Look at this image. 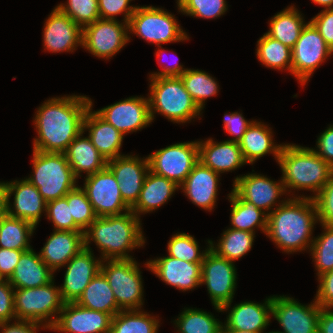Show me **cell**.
<instances>
[{"instance_id": "cell-61", "label": "cell", "mask_w": 333, "mask_h": 333, "mask_svg": "<svg viewBox=\"0 0 333 333\" xmlns=\"http://www.w3.org/2000/svg\"><path fill=\"white\" fill-rule=\"evenodd\" d=\"M221 333H255V332H249V331H240L235 329H222Z\"/></svg>"}, {"instance_id": "cell-33", "label": "cell", "mask_w": 333, "mask_h": 333, "mask_svg": "<svg viewBox=\"0 0 333 333\" xmlns=\"http://www.w3.org/2000/svg\"><path fill=\"white\" fill-rule=\"evenodd\" d=\"M75 303L112 316L121 310L106 277L101 271L94 276Z\"/></svg>"}, {"instance_id": "cell-39", "label": "cell", "mask_w": 333, "mask_h": 333, "mask_svg": "<svg viewBox=\"0 0 333 333\" xmlns=\"http://www.w3.org/2000/svg\"><path fill=\"white\" fill-rule=\"evenodd\" d=\"M257 42L256 55L263 65L272 69H287L291 72L292 52L289 47L266 33Z\"/></svg>"}, {"instance_id": "cell-28", "label": "cell", "mask_w": 333, "mask_h": 333, "mask_svg": "<svg viewBox=\"0 0 333 333\" xmlns=\"http://www.w3.org/2000/svg\"><path fill=\"white\" fill-rule=\"evenodd\" d=\"M91 105L84 118L83 131L88 129L89 138L99 153L107 160L121 156L119 153L124 135L113 125L104 120Z\"/></svg>"}, {"instance_id": "cell-5", "label": "cell", "mask_w": 333, "mask_h": 333, "mask_svg": "<svg viewBox=\"0 0 333 333\" xmlns=\"http://www.w3.org/2000/svg\"><path fill=\"white\" fill-rule=\"evenodd\" d=\"M149 79L151 84L148 100L152 121L155 119V112L174 123H186L201 114V109L186 90L181 77Z\"/></svg>"}, {"instance_id": "cell-56", "label": "cell", "mask_w": 333, "mask_h": 333, "mask_svg": "<svg viewBox=\"0 0 333 333\" xmlns=\"http://www.w3.org/2000/svg\"><path fill=\"white\" fill-rule=\"evenodd\" d=\"M11 322H1L0 329L1 333H37L40 325L43 328L51 330V328L45 326V324H40L32 321L16 320L15 323L9 324Z\"/></svg>"}, {"instance_id": "cell-57", "label": "cell", "mask_w": 333, "mask_h": 333, "mask_svg": "<svg viewBox=\"0 0 333 333\" xmlns=\"http://www.w3.org/2000/svg\"><path fill=\"white\" fill-rule=\"evenodd\" d=\"M165 50L162 49V46L157 50L156 52V57L158 58V62L160 59V56L162 57V54ZM183 65H180L178 63H175L174 66H161L162 71L161 72H156V73H151L150 78L153 77H180L187 69H184L182 67Z\"/></svg>"}, {"instance_id": "cell-4", "label": "cell", "mask_w": 333, "mask_h": 333, "mask_svg": "<svg viewBox=\"0 0 333 333\" xmlns=\"http://www.w3.org/2000/svg\"><path fill=\"white\" fill-rule=\"evenodd\" d=\"M278 164L286 192L287 188L313 191L315 195L309 198H314L333 175V167L309 147L283 144Z\"/></svg>"}, {"instance_id": "cell-53", "label": "cell", "mask_w": 333, "mask_h": 333, "mask_svg": "<svg viewBox=\"0 0 333 333\" xmlns=\"http://www.w3.org/2000/svg\"><path fill=\"white\" fill-rule=\"evenodd\" d=\"M333 50V9H324L310 20Z\"/></svg>"}, {"instance_id": "cell-16", "label": "cell", "mask_w": 333, "mask_h": 333, "mask_svg": "<svg viewBox=\"0 0 333 333\" xmlns=\"http://www.w3.org/2000/svg\"><path fill=\"white\" fill-rule=\"evenodd\" d=\"M124 136L151 124L149 100L144 97H129L96 111Z\"/></svg>"}, {"instance_id": "cell-40", "label": "cell", "mask_w": 333, "mask_h": 333, "mask_svg": "<svg viewBox=\"0 0 333 333\" xmlns=\"http://www.w3.org/2000/svg\"><path fill=\"white\" fill-rule=\"evenodd\" d=\"M178 333H221L222 322L203 310L186 308L175 320Z\"/></svg>"}, {"instance_id": "cell-35", "label": "cell", "mask_w": 333, "mask_h": 333, "mask_svg": "<svg viewBox=\"0 0 333 333\" xmlns=\"http://www.w3.org/2000/svg\"><path fill=\"white\" fill-rule=\"evenodd\" d=\"M228 198L231 201V225L233 229L255 233V227L266 233L268 215L258 209L253 203L245 199H237L232 193Z\"/></svg>"}, {"instance_id": "cell-48", "label": "cell", "mask_w": 333, "mask_h": 333, "mask_svg": "<svg viewBox=\"0 0 333 333\" xmlns=\"http://www.w3.org/2000/svg\"><path fill=\"white\" fill-rule=\"evenodd\" d=\"M313 200L321 225L333 226V175Z\"/></svg>"}, {"instance_id": "cell-37", "label": "cell", "mask_w": 333, "mask_h": 333, "mask_svg": "<svg viewBox=\"0 0 333 333\" xmlns=\"http://www.w3.org/2000/svg\"><path fill=\"white\" fill-rule=\"evenodd\" d=\"M254 234L252 232L228 228L224 231L215 247L213 241H210V249L219 257L233 262L251 250L255 237Z\"/></svg>"}, {"instance_id": "cell-13", "label": "cell", "mask_w": 333, "mask_h": 333, "mask_svg": "<svg viewBox=\"0 0 333 333\" xmlns=\"http://www.w3.org/2000/svg\"><path fill=\"white\" fill-rule=\"evenodd\" d=\"M97 217L123 214L131 208L124 202L119 183L112 171L106 166L104 169L86 176L84 187Z\"/></svg>"}, {"instance_id": "cell-2", "label": "cell", "mask_w": 333, "mask_h": 333, "mask_svg": "<svg viewBox=\"0 0 333 333\" xmlns=\"http://www.w3.org/2000/svg\"><path fill=\"white\" fill-rule=\"evenodd\" d=\"M316 222L318 215L313 198L293 197L282 200L269 212L265 234L284 252L294 253L311 248Z\"/></svg>"}, {"instance_id": "cell-52", "label": "cell", "mask_w": 333, "mask_h": 333, "mask_svg": "<svg viewBox=\"0 0 333 333\" xmlns=\"http://www.w3.org/2000/svg\"><path fill=\"white\" fill-rule=\"evenodd\" d=\"M224 130L235 138L230 139V141L239 142L248 127L253 121H247L238 112H233L229 114H224Z\"/></svg>"}, {"instance_id": "cell-49", "label": "cell", "mask_w": 333, "mask_h": 333, "mask_svg": "<svg viewBox=\"0 0 333 333\" xmlns=\"http://www.w3.org/2000/svg\"><path fill=\"white\" fill-rule=\"evenodd\" d=\"M132 0H98L100 19L116 20L114 16L124 14V22L128 23L137 6H130Z\"/></svg>"}, {"instance_id": "cell-18", "label": "cell", "mask_w": 333, "mask_h": 333, "mask_svg": "<svg viewBox=\"0 0 333 333\" xmlns=\"http://www.w3.org/2000/svg\"><path fill=\"white\" fill-rule=\"evenodd\" d=\"M114 174L124 202L132 208L139 199L145 178L150 170L148 157L139 159L133 155H121L107 161Z\"/></svg>"}, {"instance_id": "cell-17", "label": "cell", "mask_w": 333, "mask_h": 333, "mask_svg": "<svg viewBox=\"0 0 333 333\" xmlns=\"http://www.w3.org/2000/svg\"><path fill=\"white\" fill-rule=\"evenodd\" d=\"M51 330L65 333H109L113 316L66 302Z\"/></svg>"}, {"instance_id": "cell-50", "label": "cell", "mask_w": 333, "mask_h": 333, "mask_svg": "<svg viewBox=\"0 0 333 333\" xmlns=\"http://www.w3.org/2000/svg\"><path fill=\"white\" fill-rule=\"evenodd\" d=\"M14 287L8 280L0 281V323L16 320L14 310Z\"/></svg>"}, {"instance_id": "cell-45", "label": "cell", "mask_w": 333, "mask_h": 333, "mask_svg": "<svg viewBox=\"0 0 333 333\" xmlns=\"http://www.w3.org/2000/svg\"><path fill=\"white\" fill-rule=\"evenodd\" d=\"M56 7L81 29L100 19L98 0H67Z\"/></svg>"}, {"instance_id": "cell-29", "label": "cell", "mask_w": 333, "mask_h": 333, "mask_svg": "<svg viewBox=\"0 0 333 333\" xmlns=\"http://www.w3.org/2000/svg\"><path fill=\"white\" fill-rule=\"evenodd\" d=\"M53 271L41 260L40 255L31 248L25 251L18 261L9 283L14 289L35 288L50 283Z\"/></svg>"}, {"instance_id": "cell-22", "label": "cell", "mask_w": 333, "mask_h": 333, "mask_svg": "<svg viewBox=\"0 0 333 333\" xmlns=\"http://www.w3.org/2000/svg\"><path fill=\"white\" fill-rule=\"evenodd\" d=\"M145 265L163 282L181 291L201 285L202 263H190L167 256L150 260Z\"/></svg>"}, {"instance_id": "cell-8", "label": "cell", "mask_w": 333, "mask_h": 333, "mask_svg": "<svg viewBox=\"0 0 333 333\" xmlns=\"http://www.w3.org/2000/svg\"><path fill=\"white\" fill-rule=\"evenodd\" d=\"M128 31L157 46L189 40L174 15L153 6H137L129 19Z\"/></svg>"}, {"instance_id": "cell-34", "label": "cell", "mask_w": 333, "mask_h": 333, "mask_svg": "<svg viewBox=\"0 0 333 333\" xmlns=\"http://www.w3.org/2000/svg\"><path fill=\"white\" fill-rule=\"evenodd\" d=\"M304 22L302 14L295 7L288 6L270 19L266 34L292 49L306 25Z\"/></svg>"}, {"instance_id": "cell-11", "label": "cell", "mask_w": 333, "mask_h": 333, "mask_svg": "<svg viewBox=\"0 0 333 333\" xmlns=\"http://www.w3.org/2000/svg\"><path fill=\"white\" fill-rule=\"evenodd\" d=\"M198 141L176 143L148 156L150 171L180 186L199 161Z\"/></svg>"}, {"instance_id": "cell-42", "label": "cell", "mask_w": 333, "mask_h": 333, "mask_svg": "<svg viewBox=\"0 0 333 333\" xmlns=\"http://www.w3.org/2000/svg\"><path fill=\"white\" fill-rule=\"evenodd\" d=\"M208 245V248L201 253L199 244L193 236L178 233L173 235L168 242V256L190 263H202L205 254L210 249V240H208Z\"/></svg>"}, {"instance_id": "cell-12", "label": "cell", "mask_w": 333, "mask_h": 333, "mask_svg": "<svg viewBox=\"0 0 333 333\" xmlns=\"http://www.w3.org/2000/svg\"><path fill=\"white\" fill-rule=\"evenodd\" d=\"M291 74L303 86L325 58L333 54L318 29L309 21L302 29L299 39L291 49Z\"/></svg>"}, {"instance_id": "cell-38", "label": "cell", "mask_w": 333, "mask_h": 333, "mask_svg": "<svg viewBox=\"0 0 333 333\" xmlns=\"http://www.w3.org/2000/svg\"><path fill=\"white\" fill-rule=\"evenodd\" d=\"M159 320L142 310H120L112 318L109 333H157Z\"/></svg>"}, {"instance_id": "cell-10", "label": "cell", "mask_w": 333, "mask_h": 333, "mask_svg": "<svg viewBox=\"0 0 333 333\" xmlns=\"http://www.w3.org/2000/svg\"><path fill=\"white\" fill-rule=\"evenodd\" d=\"M236 279L234 262L219 257L209 249L202 262L200 284L207 286L211 302L217 311H226L231 306L237 286Z\"/></svg>"}, {"instance_id": "cell-32", "label": "cell", "mask_w": 333, "mask_h": 333, "mask_svg": "<svg viewBox=\"0 0 333 333\" xmlns=\"http://www.w3.org/2000/svg\"><path fill=\"white\" fill-rule=\"evenodd\" d=\"M272 134L271 128H268V126L261 122H252L239 141L240 149L247 163L253 164L267 153H273L278 162L283 145H274Z\"/></svg>"}, {"instance_id": "cell-47", "label": "cell", "mask_w": 333, "mask_h": 333, "mask_svg": "<svg viewBox=\"0 0 333 333\" xmlns=\"http://www.w3.org/2000/svg\"><path fill=\"white\" fill-rule=\"evenodd\" d=\"M45 212L48 219L52 220L54 230L83 232L75 224L65 197L48 201Z\"/></svg>"}, {"instance_id": "cell-36", "label": "cell", "mask_w": 333, "mask_h": 333, "mask_svg": "<svg viewBox=\"0 0 333 333\" xmlns=\"http://www.w3.org/2000/svg\"><path fill=\"white\" fill-rule=\"evenodd\" d=\"M35 226L25 220L5 215L0 221V248L28 251Z\"/></svg>"}, {"instance_id": "cell-9", "label": "cell", "mask_w": 333, "mask_h": 333, "mask_svg": "<svg viewBox=\"0 0 333 333\" xmlns=\"http://www.w3.org/2000/svg\"><path fill=\"white\" fill-rule=\"evenodd\" d=\"M138 267L134 259L101 262L100 271L106 277L121 310H140L143 305V285Z\"/></svg>"}, {"instance_id": "cell-3", "label": "cell", "mask_w": 333, "mask_h": 333, "mask_svg": "<svg viewBox=\"0 0 333 333\" xmlns=\"http://www.w3.org/2000/svg\"><path fill=\"white\" fill-rule=\"evenodd\" d=\"M91 241L101 250V260L134 259L128 251L145 243L140 218L131 210L120 215L97 217L84 231V248L90 249Z\"/></svg>"}, {"instance_id": "cell-41", "label": "cell", "mask_w": 333, "mask_h": 333, "mask_svg": "<svg viewBox=\"0 0 333 333\" xmlns=\"http://www.w3.org/2000/svg\"><path fill=\"white\" fill-rule=\"evenodd\" d=\"M180 77L186 90L201 110L205 106V100L218 93L217 81L205 71L187 69Z\"/></svg>"}, {"instance_id": "cell-27", "label": "cell", "mask_w": 333, "mask_h": 333, "mask_svg": "<svg viewBox=\"0 0 333 333\" xmlns=\"http://www.w3.org/2000/svg\"><path fill=\"white\" fill-rule=\"evenodd\" d=\"M270 314H272L271 297L263 304L253 301L241 302L230 309L222 329L263 333L269 325Z\"/></svg>"}, {"instance_id": "cell-46", "label": "cell", "mask_w": 333, "mask_h": 333, "mask_svg": "<svg viewBox=\"0 0 333 333\" xmlns=\"http://www.w3.org/2000/svg\"><path fill=\"white\" fill-rule=\"evenodd\" d=\"M179 12L203 19L220 17L227 11L225 0H180Z\"/></svg>"}, {"instance_id": "cell-23", "label": "cell", "mask_w": 333, "mask_h": 333, "mask_svg": "<svg viewBox=\"0 0 333 333\" xmlns=\"http://www.w3.org/2000/svg\"><path fill=\"white\" fill-rule=\"evenodd\" d=\"M43 42L49 52H73L82 45V29L55 7L44 24Z\"/></svg>"}, {"instance_id": "cell-31", "label": "cell", "mask_w": 333, "mask_h": 333, "mask_svg": "<svg viewBox=\"0 0 333 333\" xmlns=\"http://www.w3.org/2000/svg\"><path fill=\"white\" fill-rule=\"evenodd\" d=\"M177 189H179V186L174 181L156 175L149 170L139 199L131 208V211L137 217L140 216V213L152 212L165 204Z\"/></svg>"}, {"instance_id": "cell-30", "label": "cell", "mask_w": 333, "mask_h": 333, "mask_svg": "<svg viewBox=\"0 0 333 333\" xmlns=\"http://www.w3.org/2000/svg\"><path fill=\"white\" fill-rule=\"evenodd\" d=\"M83 133L84 131L69 144L64 152L77 179L82 172H86L88 176L107 166V160L99 153L88 136L83 138Z\"/></svg>"}, {"instance_id": "cell-15", "label": "cell", "mask_w": 333, "mask_h": 333, "mask_svg": "<svg viewBox=\"0 0 333 333\" xmlns=\"http://www.w3.org/2000/svg\"><path fill=\"white\" fill-rule=\"evenodd\" d=\"M309 305H301L294 298L272 296V316L279 322L283 331L276 333H318V318L321 307L313 301Z\"/></svg>"}, {"instance_id": "cell-58", "label": "cell", "mask_w": 333, "mask_h": 333, "mask_svg": "<svg viewBox=\"0 0 333 333\" xmlns=\"http://www.w3.org/2000/svg\"><path fill=\"white\" fill-rule=\"evenodd\" d=\"M318 333H333V311L321 308L318 318Z\"/></svg>"}, {"instance_id": "cell-20", "label": "cell", "mask_w": 333, "mask_h": 333, "mask_svg": "<svg viewBox=\"0 0 333 333\" xmlns=\"http://www.w3.org/2000/svg\"><path fill=\"white\" fill-rule=\"evenodd\" d=\"M92 249H82L68 263L64 283L60 287L62 300L75 302L94 276L100 271L102 260L94 259Z\"/></svg>"}, {"instance_id": "cell-25", "label": "cell", "mask_w": 333, "mask_h": 333, "mask_svg": "<svg viewBox=\"0 0 333 333\" xmlns=\"http://www.w3.org/2000/svg\"><path fill=\"white\" fill-rule=\"evenodd\" d=\"M84 249V232L55 230L39 255L54 272L65 265Z\"/></svg>"}, {"instance_id": "cell-60", "label": "cell", "mask_w": 333, "mask_h": 333, "mask_svg": "<svg viewBox=\"0 0 333 333\" xmlns=\"http://www.w3.org/2000/svg\"><path fill=\"white\" fill-rule=\"evenodd\" d=\"M320 6H324V9H333V0H311Z\"/></svg>"}, {"instance_id": "cell-19", "label": "cell", "mask_w": 333, "mask_h": 333, "mask_svg": "<svg viewBox=\"0 0 333 333\" xmlns=\"http://www.w3.org/2000/svg\"><path fill=\"white\" fill-rule=\"evenodd\" d=\"M231 193L237 199H245L263 212L267 211L268 215V211L274 207L276 200L285 194L286 190L282 179L276 182L264 175L249 173L235 178Z\"/></svg>"}, {"instance_id": "cell-59", "label": "cell", "mask_w": 333, "mask_h": 333, "mask_svg": "<svg viewBox=\"0 0 333 333\" xmlns=\"http://www.w3.org/2000/svg\"><path fill=\"white\" fill-rule=\"evenodd\" d=\"M7 215V189L6 183L0 182V221Z\"/></svg>"}, {"instance_id": "cell-21", "label": "cell", "mask_w": 333, "mask_h": 333, "mask_svg": "<svg viewBox=\"0 0 333 333\" xmlns=\"http://www.w3.org/2000/svg\"><path fill=\"white\" fill-rule=\"evenodd\" d=\"M7 214L14 218L25 220L35 227L40 220L41 213L46 211V201L39 190L27 179L6 182ZM14 194L13 207L10 197Z\"/></svg>"}, {"instance_id": "cell-55", "label": "cell", "mask_w": 333, "mask_h": 333, "mask_svg": "<svg viewBox=\"0 0 333 333\" xmlns=\"http://www.w3.org/2000/svg\"><path fill=\"white\" fill-rule=\"evenodd\" d=\"M314 150L324 161L333 167V125H330L317 139Z\"/></svg>"}, {"instance_id": "cell-6", "label": "cell", "mask_w": 333, "mask_h": 333, "mask_svg": "<svg viewBox=\"0 0 333 333\" xmlns=\"http://www.w3.org/2000/svg\"><path fill=\"white\" fill-rule=\"evenodd\" d=\"M33 172L26 179L36 186L46 202L63 198L76 187L77 178L64 153L33 150Z\"/></svg>"}, {"instance_id": "cell-44", "label": "cell", "mask_w": 333, "mask_h": 333, "mask_svg": "<svg viewBox=\"0 0 333 333\" xmlns=\"http://www.w3.org/2000/svg\"><path fill=\"white\" fill-rule=\"evenodd\" d=\"M323 233L314 237L311 248L313 261L315 262L318 277L333 269V226H324Z\"/></svg>"}, {"instance_id": "cell-1", "label": "cell", "mask_w": 333, "mask_h": 333, "mask_svg": "<svg viewBox=\"0 0 333 333\" xmlns=\"http://www.w3.org/2000/svg\"><path fill=\"white\" fill-rule=\"evenodd\" d=\"M91 99L86 96L51 98L36 111L34 124L37 138L33 150L64 153L69 144L83 131L84 118Z\"/></svg>"}, {"instance_id": "cell-54", "label": "cell", "mask_w": 333, "mask_h": 333, "mask_svg": "<svg viewBox=\"0 0 333 333\" xmlns=\"http://www.w3.org/2000/svg\"><path fill=\"white\" fill-rule=\"evenodd\" d=\"M25 251L0 248V277L8 280Z\"/></svg>"}, {"instance_id": "cell-51", "label": "cell", "mask_w": 333, "mask_h": 333, "mask_svg": "<svg viewBox=\"0 0 333 333\" xmlns=\"http://www.w3.org/2000/svg\"><path fill=\"white\" fill-rule=\"evenodd\" d=\"M319 288L315 297L317 304L324 309L333 308V269L319 276Z\"/></svg>"}, {"instance_id": "cell-14", "label": "cell", "mask_w": 333, "mask_h": 333, "mask_svg": "<svg viewBox=\"0 0 333 333\" xmlns=\"http://www.w3.org/2000/svg\"><path fill=\"white\" fill-rule=\"evenodd\" d=\"M128 23L98 19L82 29V47L98 58L109 59L129 42Z\"/></svg>"}, {"instance_id": "cell-43", "label": "cell", "mask_w": 333, "mask_h": 333, "mask_svg": "<svg viewBox=\"0 0 333 333\" xmlns=\"http://www.w3.org/2000/svg\"><path fill=\"white\" fill-rule=\"evenodd\" d=\"M65 198L75 224L84 232L97 219L86 193L81 187L76 186Z\"/></svg>"}, {"instance_id": "cell-7", "label": "cell", "mask_w": 333, "mask_h": 333, "mask_svg": "<svg viewBox=\"0 0 333 333\" xmlns=\"http://www.w3.org/2000/svg\"><path fill=\"white\" fill-rule=\"evenodd\" d=\"M64 303L60 288L54 286V279L40 287L15 289L14 291L16 320L40 324H43L44 321L45 326L49 328L56 323Z\"/></svg>"}, {"instance_id": "cell-24", "label": "cell", "mask_w": 333, "mask_h": 333, "mask_svg": "<svg viewBox=\"0 0 333 333\" xmlns=\"http://www.w3.org/2000/svg\"><path fill=\"white\" fill-rule=\"evenodd\" d=\"M218 175L220 174L198 161L179 187L192 203L204 210L211 211L218 195Z\"/></svg>"}, {"instance_id": "cell-26", "label": "cell", "mask_w": 333, "mask_h": 333, "mask_svg": "<svg viewBox=\"0 0 333 333\" xmlns=\"http://www.w3.org/2000/svg\"><path fill=\"white\" fill-rule=\"evenodd\" d=\"M198 145L199 161L218 174L235 170L247 163L239 142H214L209 138L207 141H198Z\"/></svg>"}]
</instances>
